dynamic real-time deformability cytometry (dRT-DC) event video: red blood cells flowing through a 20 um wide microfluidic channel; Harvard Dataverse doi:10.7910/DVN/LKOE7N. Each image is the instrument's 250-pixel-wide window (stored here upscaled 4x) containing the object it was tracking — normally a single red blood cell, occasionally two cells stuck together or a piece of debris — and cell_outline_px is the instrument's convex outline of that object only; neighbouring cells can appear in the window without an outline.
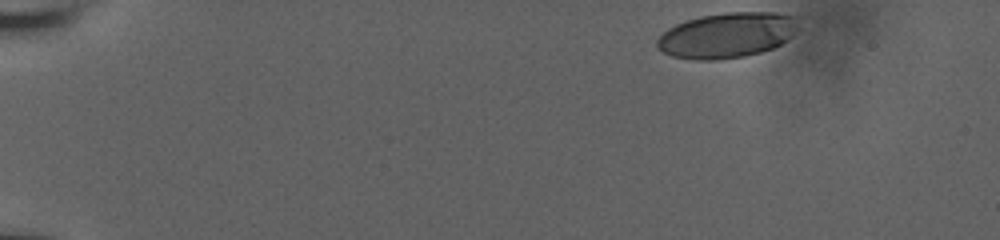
{"species": "human", "species_latin": "Homo sapiens", "temperature_condition": "room temperature", "stored_images_in_passage": 42, "camera_frame_rate_fps": 3000, "um_per_image_px": 0.085, "donor": {"sex": "male"}, "frame": {"image": 1, "passage_image": 1, "time_ms": 0.0, "image_size_px": [1000, 240], "cell_outline_px": [[800, 16], [796, 28], [792, 36], [780, 44], [772, 48], [760, 52], [744, 56], [716, 60], [696, 60], [672, 56], [656, 48], [656, 40], [668, 28], [676, 24], [700, 16], [724, 12], [776, 12]], "centroid_in_image_um": [61.81, 2.98], "position_along_channel_um": 23.2, "area_um2": 37.45}}
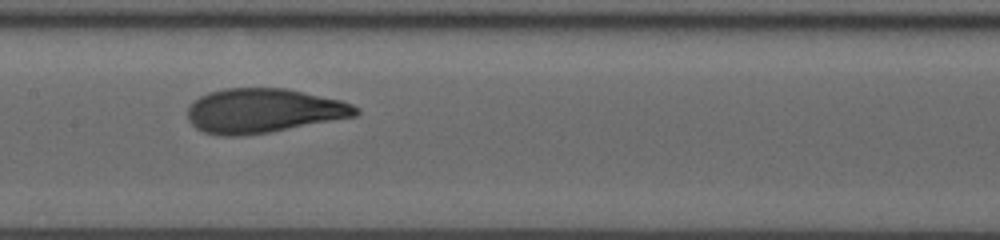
{"frame": {"image": 2, "passage_image": 24, "time_ms": 7.667, "image_size_px": [1000, 240], "cell_outline_px": [[360, 112], [356, 116], [268, 132], [240, 136], [224, 136], [204, 132], [196, 128], [188, 120], [188, 108], [200, 96], [208, 92], [224, 88], [284, 88], [340, 100], [352, 104], [360, 108]], "centroid_in_image_um": [22.38, 9.41], "position_along_channel_um": 185.0, "area_um2": 43.18}}
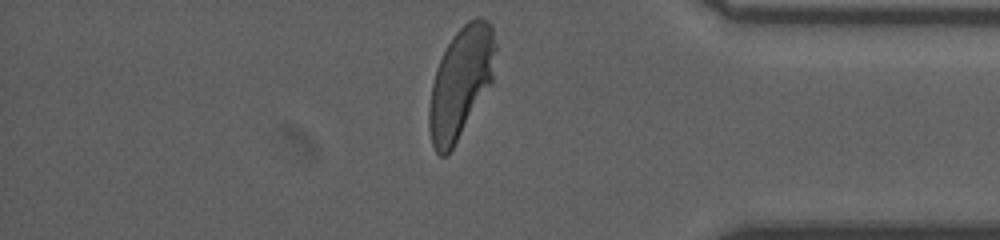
{"frame": {"image": 3, "passage_image": 42, "time_ms": 13.667, "image_size_px": [1000, 240], "cell_outline_px": [[496, 48], [492, 84], [452, 148], [444, 156], [440, 156], [436, 152], [432, 144], [428, 128], [428, 108], [432, 84], [436, 68], [452, 36], [468, 20], [476, 16], [480, 16], [488, 20], [492, 24], [496, 44]], "centroid_in_image_um": [39.17, 6.98], "position_along_channel_um": 396.0, "area_um2": 43.0}, "authors_computed_cell_mechanics": {"area_um2": 42.5697, "velocity_mm_per_s": 3.8222, "shape_relaxation_time_tau1_ms": 3.3983, "shape_relaxation_time_tau2_ms": 0.8308, "deformation_change_tau1": 0.1839, "deformation_change_tau2": 0.0752}}